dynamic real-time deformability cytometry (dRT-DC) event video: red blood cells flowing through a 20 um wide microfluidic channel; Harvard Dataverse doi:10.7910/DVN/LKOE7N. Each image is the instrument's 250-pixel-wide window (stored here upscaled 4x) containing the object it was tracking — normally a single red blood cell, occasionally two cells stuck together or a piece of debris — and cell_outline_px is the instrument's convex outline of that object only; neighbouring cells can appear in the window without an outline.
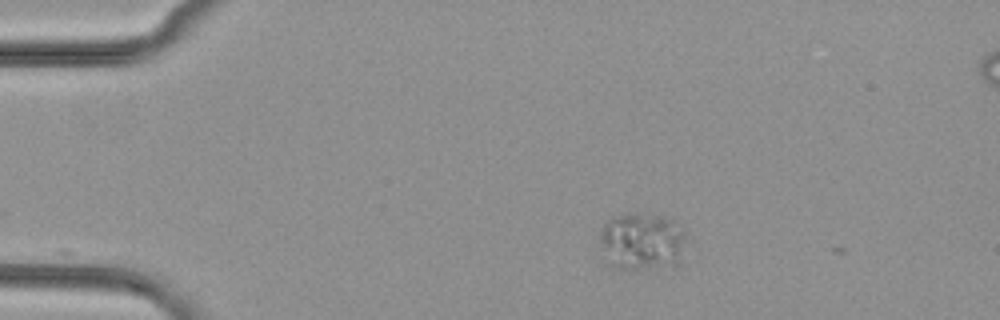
{"species": "common noctule bat (a hibernating species)", "species_latin": "Nyctalus noctula", "temperature_condition": "cold", "stored_images_in_passage": 3, "camera_frame_rate_fps": 3000, "um_per_image_px": 0.085, "animal": {"sex": "female", "body_mass_g": 29.2, "forearm_length_mm": 56.3}, "frame": {"image": 1, "passage_image": 1, "time_ms": 0.0, "image_size_px": [1000, 320], "cell_outline_px": [[688, 240], [680, 268], [644, 272], [612, 268], [608, 264], [600, 240], [600, 236], [604, 224], [612, 216], [628, 212], [636, 212], [668, 216], [688, 236]], "centroid_in_image_um": [54.67, 20.6], "position_along_channel_um": 30.3, "area_um2": 31.1}}